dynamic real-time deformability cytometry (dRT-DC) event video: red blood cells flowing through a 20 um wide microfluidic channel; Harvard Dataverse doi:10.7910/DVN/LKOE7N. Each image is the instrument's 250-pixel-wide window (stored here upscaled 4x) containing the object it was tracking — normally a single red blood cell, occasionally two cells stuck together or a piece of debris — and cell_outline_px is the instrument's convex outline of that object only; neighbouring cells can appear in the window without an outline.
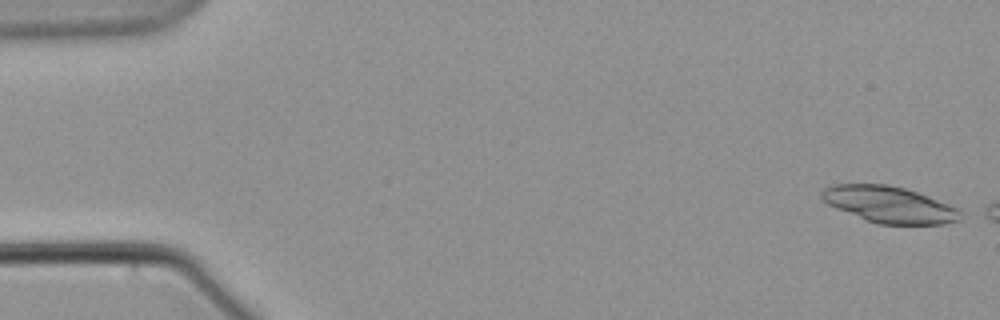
{"species": "common noctule bat (a hibernating species)", "species_latin": "Nyctalus noctula", "temperature_condition": "warm", "stored_images_in_passage": 7, "camera_frame_rate_fps": 3000, "um_per_image_px": 0.085, "animal": {"sex": "male", "body_mass_g": 21.5, "forearm_length_mm": 52.0}, "frame": {"image": 1, "passage_image": 1, "time_ms": 0.0, "image_size_px": [1000, 320], "cell_outline_px": [[960, 220], [944, 224], [880, 224], [868, 220], [836, 208], [828, 204], [820, 196], [820, 192], [824, 188], [832, 184], [888, 184], [904, 188], [928, 196], [960, 208]], "centroid_in_image_um": [75.6, 17.38], "position_along_channel_um": 9.4, "area_um2": 29.25}}